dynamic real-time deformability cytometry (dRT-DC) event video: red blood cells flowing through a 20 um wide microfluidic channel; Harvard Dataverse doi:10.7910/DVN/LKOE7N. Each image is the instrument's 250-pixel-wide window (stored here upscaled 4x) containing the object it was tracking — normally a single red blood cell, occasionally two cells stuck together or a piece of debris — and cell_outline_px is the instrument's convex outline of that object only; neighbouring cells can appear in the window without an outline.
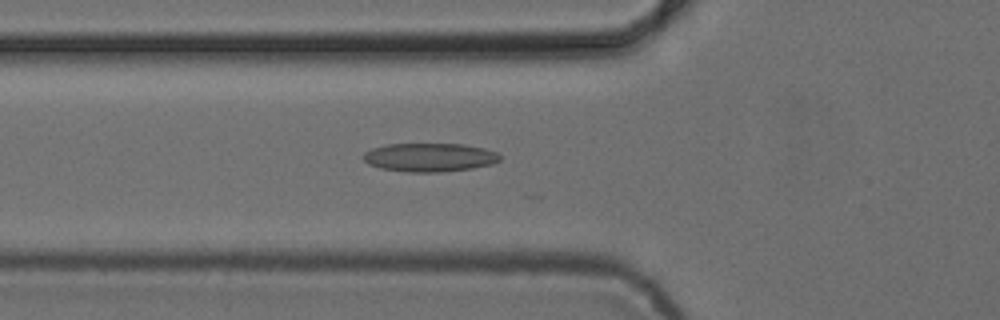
{"species": "common noctule bat (a hibernating species)", "species_latin": "Nyctalus noctula", "temperature_condition": "cold", "stored_images_in_passage": 23, "camera_frame_rate_fps": 3000, "um_per_image_px": 0.085, "animal": {"sex": "female", "body_mass_g": 24.6, "forearm_length_mm": 56.2}, "frame": {"image": 1, "passage_image": 14, "time_ms": 4.333, "image_size_px": [1000, 320], "cell_outline_px": [[500, 160], [492, 164], [472, 168], [440, 172], [408, 172], [380, 168], [368, 164], [364, 160], [364, 152], [372, 148], [388, 144], [464, 144], [484, 148], [496, 152], [500, 156]], "centroid_in_image_um": [36.51, 13.37], "position_along_channel_um": 89.3, "area_um2": 22.72}}
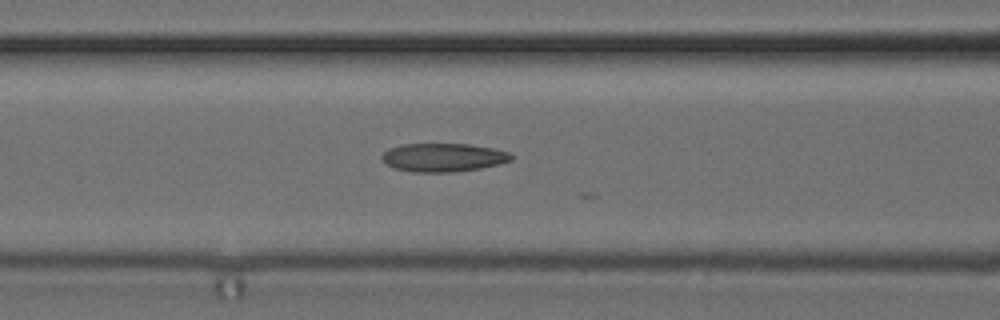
{"frame": {"image": 2, "passage_image": 17, "time_ms": 5.333, "image_size_px": [1000, 320], "cell_outline_px": [[512, 160], [500, 164], [480, 168], [456, 172], [416, 172], [396, 168], [388, 164], [380, 156], [388, 148], [404, 144], [468, 144], [492, 148], [508, 152], [512, 156]], "centroid_in_image_um": [37.69, 13.38], "position_along_channel_um": 128.9, "area_um2": 21.27}}
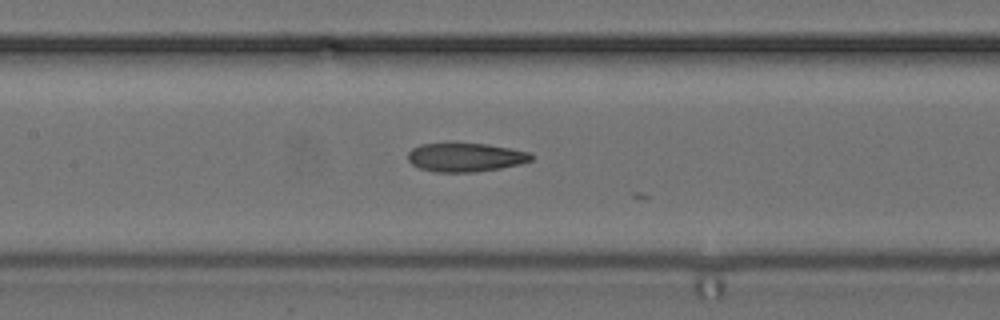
{"frame": {"image": 3, "passage_image": 20, "time_ms": 6.333, "image_size_px": [1000, 320], "cell_outline_px": [[532, 160], [520, 164], [500, 168], [476, 172], [436, 172], [420, 168], [412, 164], [408, 160], [408, 152], [412, 148], [420, 144], [488, 144], [512, 148], [528, 152], [532, 156]], "centroid_in_image_um": [39.56, 13.38], "position_along_channel_um": 167.8, "area_um2": 20.52}}